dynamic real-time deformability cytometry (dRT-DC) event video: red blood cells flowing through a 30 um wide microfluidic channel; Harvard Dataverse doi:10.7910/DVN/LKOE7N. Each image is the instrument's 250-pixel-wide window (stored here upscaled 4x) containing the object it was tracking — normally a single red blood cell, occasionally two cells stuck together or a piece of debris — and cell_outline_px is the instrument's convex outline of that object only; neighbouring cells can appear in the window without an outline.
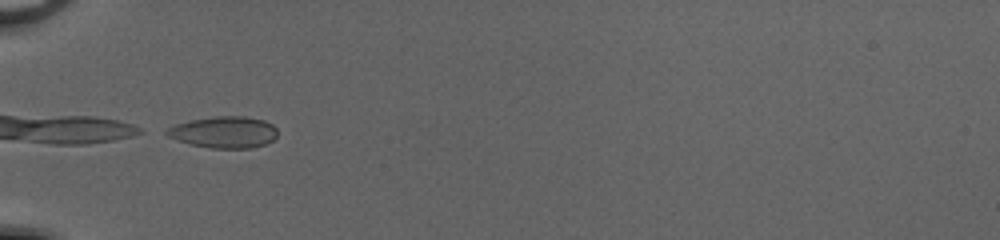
{"species": "common noctule bat (a hibernating species)", "species_latin": "Nyctalus noctula", "temperature_condition": "cold", "stored_images_in_passage": 33, "camera_frame_rate_fps": 3000, "um_per_image_px": 0.085, "animal": {"sex": "female", "body_mass_g": 20.0, "forearm_length_mm": 54.0}, "frame": {"image": 1, "passage_image": 1, "time_ms": 0.0, "image_size_px": [1000, 240], "cell_outline_px": [[276, 136], [272, 140], [264, 144], [252, 148], [212, 148], [192, 144], [168, 136], [160, 132], [176, 124], [192, 120], [216, 116], [244, 116], [264, 120], [272, 124], [276, 128]], "centroid_in_image_um": [19.04, 11.23], "position_along_channel_um": 66.0, "area_um2": 20.17}}
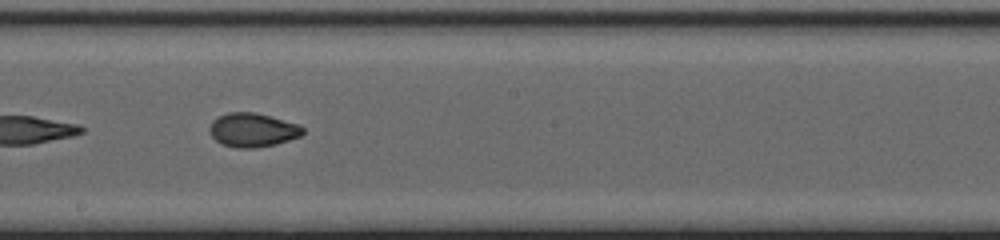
{"frame": {"image": 2, "passage_image": 13, "time_ms": 4.0, "image_size_px": [1000, 240], "cell_outline_px": [[304, 132], [300, 136], [276, 144], [256, 148], [236, 148], [220, 144], [208, 132], [208, 128], [212, 120], [228, 112], [256, 112], [300, 124], [304, 128]], "centroid_in_image_um": [21.46, 11.05], "position_along_channel_um": 226.7, "area_um2": 18.67}}
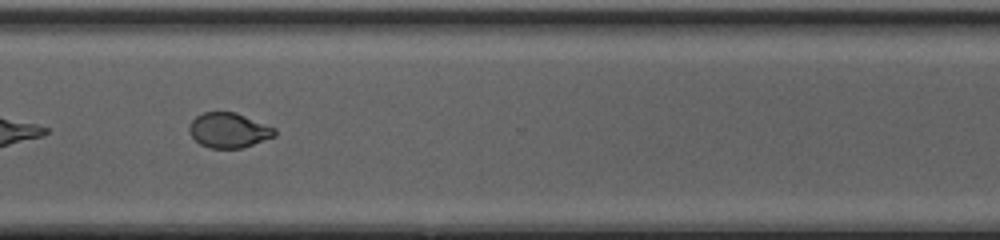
{"frame": {"image": 3, "passage_image": 22, "time_ms": 7.0, "image_size_px": [1000, 240], "cell_outline_px": [[276, 136], [240, 148], [208, 148], [200, 144], [188, 132], [188, 128], [192, 120], [196, 116], [204, 112], [236, 112], [276, 128]], "centroid_in_image_um": [19.43, 11.07], "position_along_channel_um": 351.2, "area_um2": 17.4}, "authors_computed_cell_mechanics": {"area_um2": 18.3804, "velocity_mm_per_s": 4.1649, "shape_relaxation_time_tau1_ms": 7.9901, "shape_relaxation_time_tau2_ms": 1.4634, "deformation_change_tau1": 0.1833, "deformation_change_tau2": 0.0547}}